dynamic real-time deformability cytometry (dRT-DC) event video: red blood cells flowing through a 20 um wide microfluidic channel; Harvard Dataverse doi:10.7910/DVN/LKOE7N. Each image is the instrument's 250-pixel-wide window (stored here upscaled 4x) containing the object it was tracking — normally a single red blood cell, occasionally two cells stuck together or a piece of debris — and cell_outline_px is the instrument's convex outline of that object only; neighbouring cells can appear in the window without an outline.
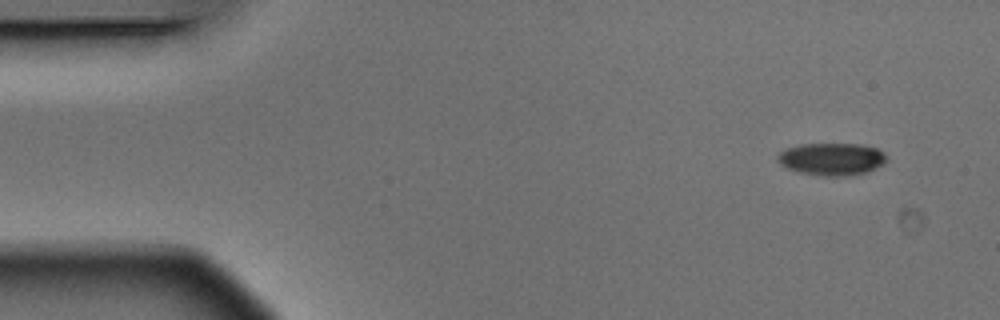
{"species": "Egyptian fruit bat (a non-hibernating species)", "species_latin": "Rousettus aegyptiacus", "temperature_condition": "warm", "stored_images_in_passage": 3, "camera_frame_rate_fps": 3000, "um_per_image_px": 0.085, "animal": {"sex": "male"}, "frame": {"image": 1, "passage_image": 1, "time_ms": 0.0, "image_size_px": [1000, 320], "cell_outline_px": [[888, 160], [884, 164], [864, 172], [848, 176], [828, 176], [800, 172], [788, 168], [780, 164], [776, 160], [776, 156], [780, 152], [788, 148], [800, 144], [860, 144], [876, 148], [884, 152], [888, 156]], "centroid_in_image_um": [70.71, 13.51], "position_along_channel_um": 14.3, "area_um2": 20.52}}
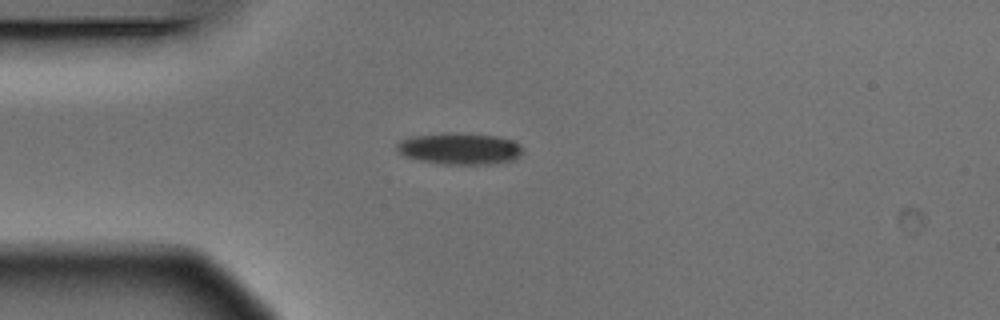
{"frame": {"image": 2, "passage_image": 3, "time_ms": 0.667, "image_size_px": [1000, 320], "cell_outline_px": [[524, 152], [520, 156], [512, 160], [488, 164], [444, 164], [420, 160], [404, 156], [396, 148], [396, 144], [400, 140], [412, 136], [444, 132], [452, 132], [496, 136], [512, 140], [520, 144], [524, 148]], "centroid_in_image_um": [39.08, 12.62], "position_along_channel_um": 45.9, "area_um2": 23.29}}